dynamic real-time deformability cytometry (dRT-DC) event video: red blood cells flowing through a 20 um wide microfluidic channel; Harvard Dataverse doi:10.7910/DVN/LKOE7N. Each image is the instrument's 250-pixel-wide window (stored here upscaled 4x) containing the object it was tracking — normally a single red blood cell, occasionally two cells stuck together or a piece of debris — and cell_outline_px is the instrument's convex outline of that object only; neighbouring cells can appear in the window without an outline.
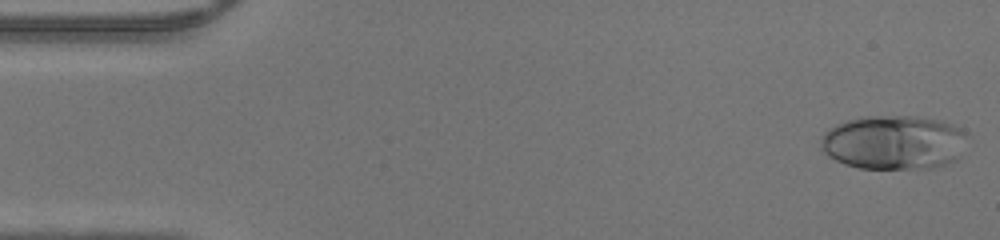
{"species": "human", "species_latin": "Homo sapiens", "temperature_condition": "warm", "stored_images_in_passage": 46, "camera_frame_rate_fps": 3000, "um_per_image_px": 0.085, "donor": {"sex": "male"}, "frame": {"image": 1, "passage_image": 1, "time_ms": 0.0, "image_size_px": [1000, 240], "cell_outline_px": [[972, 136], [960, 156], [956, 160], [932, 168], [860, 168], [844, 164], [828, 156], [820, 148], [820, 136], [828, 128], [836, 124], [860, 116], [916, 116], [940, 120], [952, 124], [968, 132]], "centroid_in_image_um": [76.01, 12.09], "position_along_channel_um": 9.0, "area_um2": 47.16}}
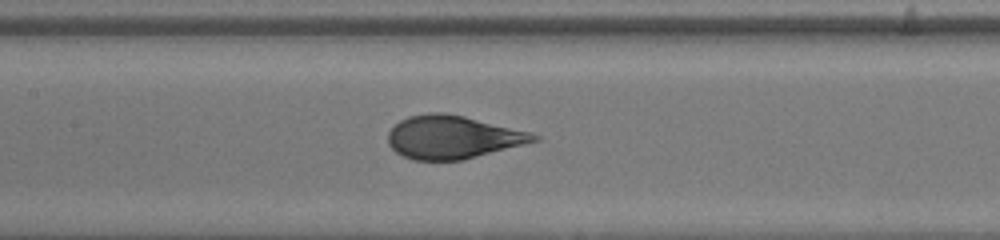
{"frame": {"image": 2, "passage_image": 21, "time_ms": 6.667, "image_size_px": [1000, 240], "cell_outline_px": [[540, 140], [464, 160], [412, 160], [396, 152], [388, 144], [388, 132], [400, 120], [408, 116], [432, 112], [444, 112], [464, 116], [532, 132], [540, 136]], "centroid_in_image_um": [38.49, 11.66], "position_along_channel_um": 168.9, "area_um2": 36.7}}
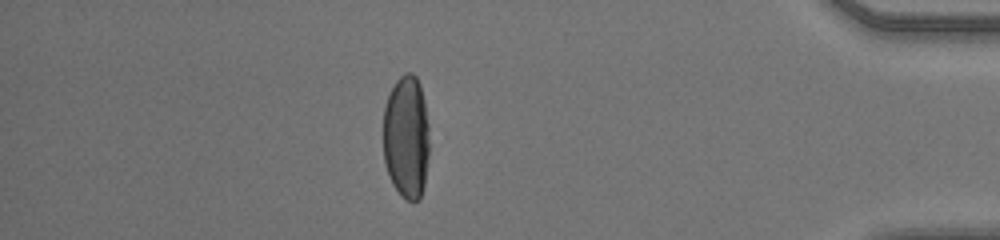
{"frame": {"image": 3, "passage_image": 40, "time_ms": 13.0, "image_size_px": [1000, 240], "cell_outline_px": [[428, 156], [424, 184], [420, 200], [408, 200], [400, 196], [392, 184], [388, 176], [384, 160], [384, 108], [388, 96], [396, 80], [404, 72], [412, 72], [416, 76], [420, 84], [424, 100], [428, 124]], "centroid_in_image_um": [34.53, 11.65], "position_along_channel_um": 400.7, "area_um2": 33.35}}